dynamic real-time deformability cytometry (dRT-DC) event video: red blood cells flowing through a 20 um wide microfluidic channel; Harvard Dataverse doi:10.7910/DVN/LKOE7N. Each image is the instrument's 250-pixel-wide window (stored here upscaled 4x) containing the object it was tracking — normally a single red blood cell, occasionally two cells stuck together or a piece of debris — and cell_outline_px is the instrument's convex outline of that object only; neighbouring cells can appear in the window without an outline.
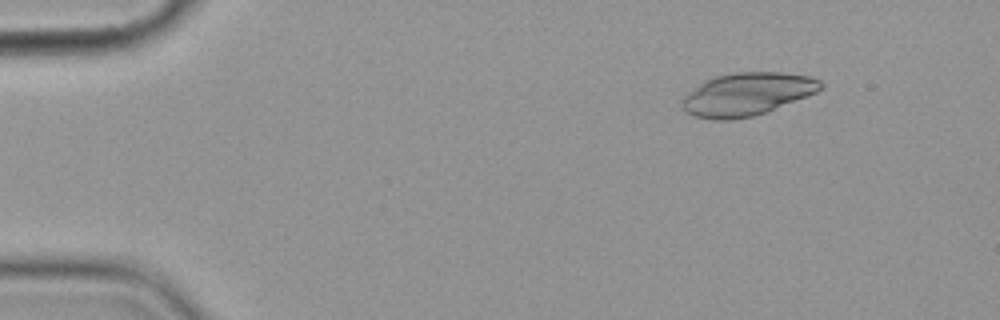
{"species": "common noctule bat (a hibernating species)", "species_latin": "Nyctalus noctula", "temperature_condition": "cold", "stored_images_in_passage": 4, "camera_frame_rate_fps": 3000, "um_per_image_px": 0.085, "animal": {"sex": "female", "body_mass_g": 19.9}, "frame": {"image": 1, "passage_image": 2, "time_ms": 1.333, "image_size_px": [1000, 320], "cell_outline_px": [[824, 84], [816, 92], [764, 112], [752, 116], [728, 120], [712, 120], [696, 116], [688, 112], [680, 104], [680, 100], [688, 92], [704, 80], [716, 76], [736, 72], [780, 72], [808, 76], [820, 80]], "centroid_in_image_um": [63.45, 7.99], "position_along_channel_um": 21.6, "area_um2": 34.16}}